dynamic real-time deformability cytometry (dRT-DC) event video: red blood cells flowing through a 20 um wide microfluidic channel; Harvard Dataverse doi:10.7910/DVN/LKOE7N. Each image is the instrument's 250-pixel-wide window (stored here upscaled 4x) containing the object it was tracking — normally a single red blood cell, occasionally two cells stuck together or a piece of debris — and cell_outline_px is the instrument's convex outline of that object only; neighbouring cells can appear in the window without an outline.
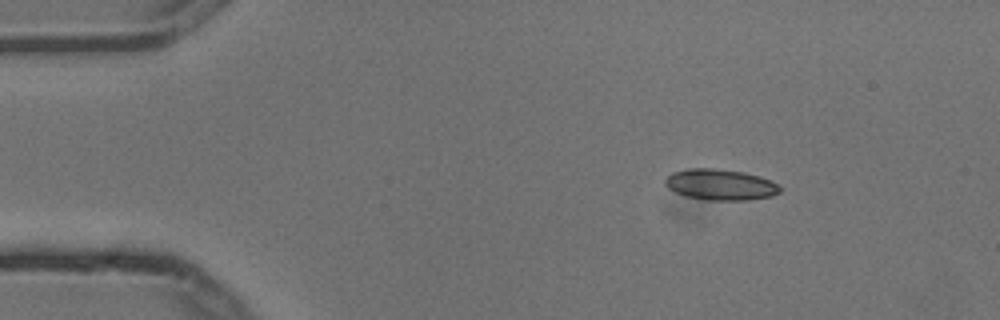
{"species": "common noctule bat (a hibernating species)", "species_latin": "Nyctalus noctula", "temperature_condition": "cold", "stored_images_in_passage": 6, "camera_frame_rate_fps": 3000, "um_per_image_px": 0.085, "animal": {"sex": "male", "body_mass_g": 13.3}, "frame": {"image": 1, "passage_image": 2, "time_ms": 0.333, "image_size_px": [1000, 320], "cell_outline_px": [[784, 188], [780, 192], [772, 196], [748, 200], [708, 200], [684, 196], [668, 188], [664, 184], [664, 180], [672, 172], [688, 168], [716, 168], [744, 172], [760, 176]], "centroid_in_image_um": [61.23, 15.69], "position_along_channel_um": 23.8, "area_um2": 20.87}}
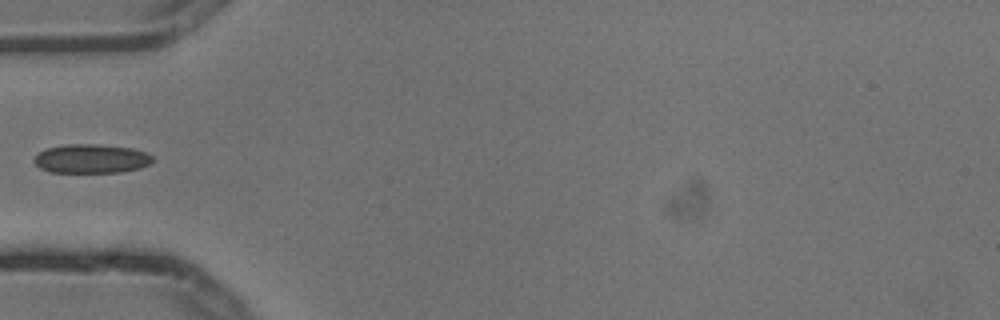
{"frame": {"image": 2, "passage_image": 5, "time_ms": 1.333, "image_size_px": [1000, 320], "cell_outline_px": [[152, 160], [148, 164], [140, 168], [120, 172], [48, 172], [40, 168], [32, 160], [44, 148], [68, 144], [100, 144], [132, 148], [148, 152], [152, 156]], "centroid_in_image_um": [7.75, 13.48], "position_along_channel_um": 77.3, "area_um2": 20.11}}
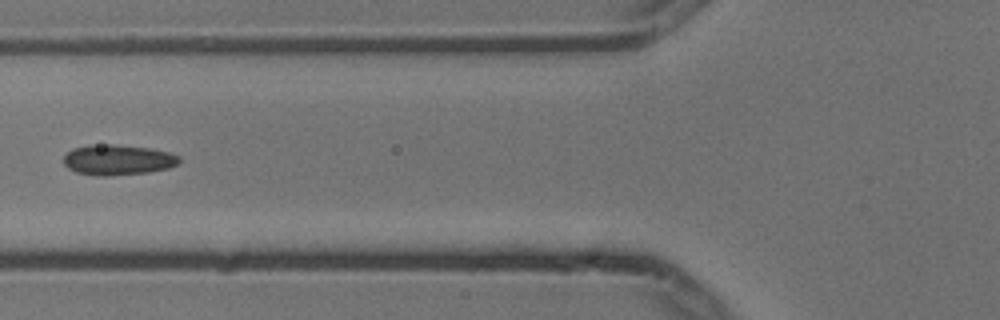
{"frame": {"image": 3, "passage_image": 6, "time_ms": 1.667, "image_size_px": [1000, 320], "cell_outline_px": [[180, 164], [168, 168], [148, 172], [104, 176], [96, 176], [76, 172], [68, 168], [64, 164], [64, 156], [72, 148], [88, 144], [112, 144], [152, 148], [168, 152], [180, 156]], "centroid_in_image_um": [10.02, 13.57], "position_along_channel_um": 115.8, "area_um2": 20.69}}